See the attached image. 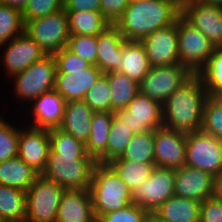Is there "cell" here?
Wrapping results in <instances>:
<instances>
[{"label":"cell","mask_w":222,"mask_h":222,"mask_svg":"<svg viewBox=\"0 0 222 222\" xmlns=\"http://www.w3.org/2000/svg\"><path fill=\"white\" fill-rule=\"evenodd\" d=\"M0 222H6V221L0 217Z\"/></svg>","instance_id":"obj_54"},{"label":"cell","mask_w":222,"mask_h":222,"mask_svg":"<svg viewBox=\"0 0 222 222\" xmlns=\"http://www.w3.org/2000/svg\"><path fill=\"white\" fill-rule=\"evenodd\" d=\"M135 1H138V0H127L128 3H132V2H135Z\"/></svg>","instance_id":"obj_52"},{"label":"cell","mask_w":222,"mask_h":222,"mask_svg":"<svg viewBox=\"0 0 222 222\" xmlns=\"http://www.w3.org/2000/svg\"><path fill=\"white\" fill-rule=\"evenodd\" d=\"M103 75L108 79L112 92L111 112L125 109L138 94L139 83L116 71L106 72Z\"/></svg>","instance_id":"obj_28"},{"label":"cell","mask_w":222,"mask_h":222,"mask_svg":"<svg viewBox=\"0 0 222 222\" xmlns=\"http://www.w3.org/2000/svg\"><path fill=\"white\" fill-rule=\"evenodd\" d=\"M173 1H175L181 7L185 0H173Z\"/></svg>","instance_id":"obj_51"},{"label":"cell","mask_w":222,"mask_h":222,"mask_svg":"<svg viewBox=\"0 0 222 222\" xmlns=\"http://www.w3.org/2000/svg\"><path fill=\"white\" fill-rule=\"evenodd\" d=\"M155 130L134 134L121 157L114 160H130L141 163H155Z\"/></svg>","instance_id":"obj_32"},{"label":"cell","mask_w":222,"mask_h":222,"mask_svg":"<svg viewBox=\"0 0 222 222\" xmlns=\"http://www.w3.org/2000/svg\"><path fill=\"white\" fill-rule=\"evenodd\" d=\"M208 96L200 76L193 74L162 105L163 126L185 134L201 131Z\"/></svg>","instance_id":"obj_1"},{"label":"cell","mask_w":222,"mask_h":222,"mask_svg":"<svg viewBox=\"0 0 222 222\" xmlns=\"http://www.w3.org/2000/svg\"><path fill=\"white\" fill-rule=\"evenodd\" d=\"M64 188L53 180L38 174L26 191L25 222H56Z\"/></svg>","instance_id":"obj_6"},{"label":"cell","mask_w":222,"mask_h":222,"mask_svg":"<svg viewBox=\"0 0 222 222\" xmlns=\"http://www.w3.org/2000/svg\"><path fill=\"white\" fill-rule=\"evenodd\" d=\"M96 163L92 157H61L50 150L41 174L65 190L89 191Z\"/></svg>","instance_id":"obj_4"},{"label":"cell","mask_w":222,"mask_h":222,"mask_svg":"<svg viewBox=\"0 0 222 222\" xmlns=\"http://www.w3.org/2000/svg\"><path fill=\"white\" fill-rule=\"evenodd\" d=\"M108 164L129 187L131 192L150 177L155 166V163H141L130 160H112Z\"/></svg>","instance_id":"obj_33"},{"label":"cell","mask_w":222,"mask_h":222,"mask_svg":"<svg viewBox=\"0 0 222 222\" xmlns=\"http://www.w3.org/2000/svg\"><path fill=\"white\" fill-rule=\"evenodd\" d=\"M214 176L189 166L175 169L174 195L203 202L213 194Z\"/></svg>","instance_id":"obj_18"},{"label":"cell","mask_w":222,"mask_h":222,"mask_svg":"<svg viewBox=\"0 0 222 222\" xmlns=\"http://www.w3.org/2000/svg\"><path fill=\"white\" fill-rule=\"evenodd\" d=\"M125 39L114 24H110L97 35L96 66L103 72L114 71L122 58V46Z\"/></svg>","instance_id":"obj_22"},{"label":"cell","mask_w":222,"mask_h":222,"mask_svg":"<svg viewBox=\"0 0 222 222\" xmlns=\"http://www.w3.org/2000/svg\"><path fill=\"white\" fill-rule=\"evenodd\" d=\"M115 115L135 134L163 126L162 105L140 92L125 109L116 111Z\"/></svg>","instance_id":"obj_12"},{"label":"cell","mask_w":222,"mask_h":222,"mask_svg":"<svg viewBox=\"0 0 222 222\" xmlns=\"http://www.w3.org/2000/svg\"><path fill=\"white\" fill-rule=\"evenodd\" d=\"M175 169L154 166L150 177L133 192L131 203L151 214L174 195Z\"/></svg>","instance_id":"obj_10"},{"label":"cell","mask_w":222,"mask_h":222,"mask_svg":"<svg viewBox=\"0 0 222 222\" xmlns=\"http://www.w3.org/2000/svg\"><path fill=\"white\" fill-rule=\"evenodd\" d=\"M209 95L222 96V48H216L197 73Z\"/></svg>","instance_id":"obj_35"},{"label":"cell","mask_w":222,"mask_h":222,"mask_svg":"<svg viewBox=\"0 0 222 222\" xmlns=\"http://www.w3.org/2000/svg\"><path fill=\"white\" fill-rule=\"evenodd\" d=\"M56 222H96L90 192L64 190Z\"/></svg>","instance_id":"obj_21"},{"label":"cell","mask_w":222,"mask_h":222,"mask_svg":"<svg viewBox=\"0 0 222 222\" xmlns=\"http://www.w3.org/2000/svg\"><path fill=\"white\" fill-rule=\"evenodd\" d=\"M151 69L145 46L141 41L125 40L122 46V58L114 70L125 74L129 79L140 83Z\"/></svg>","instance_id":"obj_24"},{"label":"cell","mask_w":222,"mask_h":222,"mask_svg":"<svg viewBox=\"0 0 222 222\" xmlns=\"http://www.w3.org/2000/svg\"><path fill=\"white\" fill-rule=\"evenodd\" d=\"M1 49L4 50L1 54L2 57L0 56V62L8 79L46 56L40 46L25 31L1 45Z\"/></svg>","instance_id":"obj_13"},{"label":"cell","mask_w":222,"mask_h":222,"mask_svg":"<svg viewBox=\"0 0 222 222\" xmlns=\"http://www.w3.org/2000/svg\"><path fill=\"white\" fill-rule=\"evenodd\" d=\"M112 92L108 79L101 78L86 92L83 99L94 112H111Z\"/></svg>","instance_id":"obj_38"},{"label":"cell","mask_w":222,"mask_h":222,"mask_svg":"<svg viewBox=\"0 0 222 222\" xmlns=\"http://www.w3.org/2000/svg\"><path fill=\"white\" fill-rule=\"evenodd\" d=\"M181 7L173 0H138L129 3L115 22L125 40L142 41L156 30L176 22Z\"/></svg>","instance_id":"obj_2"},{"label":"cell","mask_w":222,"mask_h":222,"mask_svg":"<svg viewBox=\"0 0 222 222\" xmlns=\"http://www.w3.org/2000/svg\"><path fill=\"white\" fill-rule=\"evenodd\" d=\"M26 191L0 184V217L6 222H25Z\"/></svg>","instance_id":"obj_30"},{"label":"cell","mask_w":222,"mask_h":222,"mask_svg":"<svg viewBox=\"0 0 222 222\" xmlns=\"http://www.w3.org/2000/svg\"><path fill=\"white\" fill-rule=\"evenodd\" d=\"M145 222H160L154 215H150Z\"/></svg>","instance_id":"obj_50"},{"label":"cell","mask_w":222,"mask_h":222,"mask_svg":"<svg viewBox=\"0 0 222 222\" xmlns=\"http://www.w3.org/2000/svg\"><path fill=\"white\" fill-rule=\"evenodd\" d=\"M30 105L27 108V112L30 110L32 115L30 117L27 116L29 118L27 119V123L29 122L27 125L30 124L29 126L45 129L58 128L60 126L66 101L55 89L41 94Z\"/></svg>","instance_id":"obj_19"},{"label":"cell","mask_w":222,"mask_h":222,"mask_svg":"<svg viewBox=\"0 0 222 222\" xmlns=\"http://www.w3.org/2000/svg\"><path fill=\"white\" fill-rule=\"evenodd\" d=\"M29 0H0V3L23 10Z\"/></svg>","instance_id":"obj_48"},{"label":"cell","mask_w":222,"mask_h":222,"mask_svg":"<svg viewBox=\"0 0 222 222\" xmlns=\"http://www.w3.org/2000/svg\"><path fill=\"white\" fill-rule=\"evenodd\" d=\"M201 202L171 196L152 213L160 222H199Z\"/></svg>","instance_id":"obj_25"},{"label":"cell","mask_w":222,"mask_h":222,"mask_svg":"<svg viewBox=\"0 0 222 222\" xmlns=\"http://www.w3.org/2000/svg\"><path fill=\"white\" fill-rule=\"evenodd\" d=\"M115 112H94L86 149L89 156L97 161L107 150L111 122Z\"/></svg>","instance_id":"obj_27"},{"label":"cell","mask_w":222,"mask_h":222,"mask_svg":"<svg viewBox=\"0 0 222 222\" xmlns=\"http://www.w3.org/2000/svg\"><path fill=\"white\" fill-rule=\"evenodd\" d=\"M64 9V0H29L22 10L24 23Z\"/></svg>","instance_id":"obj_41"},{"label":"cell","mask_w":222,"mask_h":222,"mask_svg":"<svg viewBox=\"0 0 222 222\" xmlns=\"http://www.w3.org/2000/svg\"><path fill=\"white\" fill-rule=\"evenodd\" d=\"M25 31L22 10L0 3V46Z\"/></svg>","instance_id":"obj_36"},{"label":"cell","mask_w":222,"mask_h":222,"mask_svg":"<svg viewBox=\"0 0 222 222\" xmlns=\"http://www.w3.org/2000/svg\"><path fill=\"white\" fill-rule=\"evenodd\" d=\"M66 47L91 65H96L97 36L70 35Z\"/></svg>","instance_id":"obj_40"},{"label":"cell","mask_w":222,"mask_h":222,"mask_svg":"<svg viewBox=\"0 0 222 222\" xmlns=\"http://www.w3.org/2000/svg\"><path fill=\"white\" fill-rule=\"evenodd\" d=\"M94 111L83 100L66 102L63 120L58 128L87 143Z\"/></svg>","instance_id":"obj_23"},{"label":"cell","mask_w":222,"mask_h":222,"mask_svg":"<svg viewBox=\"0 0 222 222\" xmlns=\"http://www.w3.org/2000/svg\"><path fill=\"white\" fill-rule=\"evenodd\" d=\"M192 75L193 73L181 64L151 67L139 83V92L163 105L168 97Z\"/></svg>","instance_id":"obj_11"},{"label":"cell","mask_w":222,"mask_h":222,"mask_svg":"<svg viewBox=\"0 0 222 222\" xmlns=\"http://www.w3.org/2000/svg\"><path fill=\"white\" fill-rule=\"evenodd\" d=\"M177 34L180 64L197 74L216 47L181 14L177 18Z\"/></svg>","instance_id":"obj_8"},{"label":"cell","mask_w":222,"mask_h":222,"mask_svg":"<svg viewBox=\"0 0 222 222\" xmlns=\"http://www.w3.org/2000/svg\"><path fill=\"white\" fill-rule=\"evenodd\" d=\"M56 60V73H69V71H83L91 66L90 63L71 52L67 47L54 54Z\"/></svg>","instance_id":"obj_43"},{"label":"cell","mask_w":222,"mask_h":222,"mask_svg":"<svg viewBox=\"0 0 222 222\" xmlns=\"http://www.w3.org/2000/svg\"><path fill=\"white\" fill-rule=\"evenodd\" d=\"M185 165L215 176L222 171V141L204 131L186 134Z\"/></svg>","instance_id":"obj_9"},{"label":"cell","mask_w":222,"mask_h":222,"mask_svg":"<svg viewBox=\"0 0 222 222\" xmlns=\"http://www.w3.org/2000/svg\"><path fill=\"white\" fill-rule=\"evenodd\" d=\"M134 134L130 127L115 115L110 126L107 150L96 162L108 164L121 157Z\"/></svg>","instance_id":"obj_31"},{"label":"cell","mask_w":222,"mask_h":222,"mask_svg":"<svg viewBox=\"0 0 222 222\" xmlns=\"http://www.w3.org/2000/svg\"><path fill=\"white\" fill-rule=\"evenodd\" d=\"M151 213L140 206H128L100 216L96 222H145Z\"/></svg>","instance_id":"obj_42"},{"label":"cell","mask_w":222,"mask_h":222,"mask_svg":"<svg viewBox=\"0 0 222 222\" xmlns=\"http://www.w3.org/2000/svg\"><path fill=\"white\" fill-rule=\"evenodd\" d=\"M25 32L46 55H54L67 46L70 37L68 14L65 9L28 21Z\"/></svg>","instance_id":"obj_7"},{"label":"cell","mask_w":222,"mask_h":222,"mask_svg":"<svg viewBox=\"0 0 222 222\" xmlns=\"http://www.w3.org/2000/svg\"><path fill=\"white\" fill-rule=\"evenodd\" d=\"M65 11H101V0H64Z\"/></svg>","instance_id":"obj_46"},{"label":"cell","mask_w":222,"mask_h":222,"mask_svg":"<svg viewBox=\"0 0 222 222\" xmlns=\"http://www.w3.org/2000/svg\"><path fill=\"white\" fill-rule=\"evenodd\" d=\"M128 4L127 0H101V13L110 24H115Z\"/></svg>","instance_id":"obj_45"},{"label":"cell","mask_w":222,"mask_h":222,"mask_svg":"<svg viewBox=\"0 0 222 222\" xmlns=\"http://www.w3.org/2000/svg\"><path fill=\"white\" fill-rule=\"evenodd\" d=\"M4 119H6V118H3V116L0 115V122L3 121Z\"/></svg>","instance_id":"obj_53"},{"label":"cell","mask_w":222,"mask_h":222,"mask_svg":"<svg viewBox=\"0 0 222 222\" xmlns=\"http://www.w3.org/2000/svg\"><path fill=\"white\" fill-rule=\"evenodd\" d=\"M38 173L18 156L0 162V184L23 191L34 183Z\"/></svg>","instance_id":"obj_26"},{"label":"cell","mask_w":222,"mask_h":222,"mask_svg":"<svg viewBox=\"0 0 222 222\" xmlns=\"http://www.w3.org/2000/svg\"><path fill=\"white\" fill-rule=\"evenodd\" d=\"M199 222H222V202L213 197L201 202Z\"/></svg>","instance_id":"obj_44"},{"label":"cell","mask_w":222,"mask_h":222,"mask_svg":"<svg viewBox=\"0 0 222 222\" xmlns=\"http://www.w3.org/2000/svg\"><path fill=\"white\" fill-rule=\"evenodd\" d=\"M18 125L20 127L5 119L0 122V162L18 156L19 136L23 123Z\"/></svg>","instance_id":"obj_39"},{"label":"cell","mask_w":222,"mask_h":222,"mask_svg":"<svg viewBox=\"0 0 222 222\" xmlns=\"http://www.w3.org/2000/svg\"><path fill=\"white\" fill-rule=\"evenodd\" d=\"M104 73L91 65L83 71L56 73L54 89L66 102L83 100L86 92L101 78Z\"/></svg>","instance_id":"obj_20"},{"label":"cell","mask_w":222,"mask_h":222,"mask_svg":"<svg viewBox=\"0 0 222 222\" xmlns=\"http://www.w3.org/2000/svg\"><path fill=\"white\" fill-rule=\"evenodd\" d=\"M199 1L210 5L222 6V0H199Z\"/></svg>","instance_id":"obj_49"},{"label":"cell","mask_w":222,"mask_h":222,"mask_svg":"<svg viewBox=\"0 0 222 222\" xmlns=\"http://www.w3.org/2000/svg\"><path fill=\"white\" fill-rule=\"evenodd\" d=\"M212 197L222 202V171L214 176Z\"/></svg>","instance_id":"obj_47"},{"label":"cell","mask_w":222,"mask_h":222,"mask_svg":"<svg viewBox=\"0 0 222 222\" xmlns=\"http://www.w3.org/2000/svg\"><path fill=\"white\" fill-rule=\"evenodd\" d=\"M56 60L54 55H46L27 69L14 75L13 93L20 102L30 104L41 94L51 91L55 86Z\"/></svg>","instance_id":"obj_5"},{"label":"cell","mask_w":222,"mask_h":222,"mask_svg":"<svg viewBox=\"0 0 222 222\" xmlns=\"http://www.w3.org/2000/svg\"><path fill=\"white\" fill-rule=\"evenodd\" d=\"M50 150L59 155L67 157H91L87 153L86 144L77 140L60 128L49 129Z\"/></svg>","instance_id":"obj_34"},{"label":"cell","mask_w":222,"mask_h":222,"mask_svg":"<svg viewBox=\"0 0 222 222\" xmlns=\"http://www.w3.org/2000/svg\"><path fill=\"white\" fill-rule=\"evenodd\" d=\"M202 131L222 141V96H208L204 105Z\"/></svg>","instance_id":"obj_37"},{"label":"cell","mask_w":222,"mask_h":222,"mask_svg":"<svg viewBox=\"0 0 222 222\" xmlns=\"http://www.w3.org/2000/svg\"><path fill=\"white\" fill-rule=\"evenodd\" d=\"M68 14L70 35L97 36L110 23L101 11H66Z\"/></svg>","instance_id":"obj_29"},{"label":"cell","mask_w":222,"mask_h":222,"mask_svg":"<svg viewBox=\"0 0 222 222\" xmlns=\"http://www.w3.org/2000/svg\"><path fill=\"white\" fill-rule=\"evenodd\" d=\"M141 42L151 67L180 64L177 19L174 24L150 33Z\"/></svg>","instance_id":"obj_15"},{"label":"cell","mask_w":222,"mask_h":222,"mask_svg":"<svg viewBox=\"0 0 222 222\" xmlns=\"http://www.w3.org/2000/svg\"><path fill=\"white\" fill-rule=\"evenodd\" d=\"M89 192L96 220L131 203V190L109 164L96 163Z\"/></svg>","instance_id":"obj_3"},{"label":"cell","mask_w":222,"mask_h":222,"mask_svg":"<svg viewBox=\"0 0 222 222\" xmlns=\"http://www.w3.org/2000/svg\"><path fill=\"white\" fill-rule=\"evenodd\" d=\"M186 134L165 126L155 129V166L177 169L185 165Z\"/></svg>","instance_id":"obj_17"},{"label":"cell","mask_w":222,"mask_h":222,"mask_svg":"<svg viewBox=\"0 0 222 222\" xmlns=\"http://www.w3.org/2000/svg\"><path fill=\"white\" fill-rule=\"evenodd\" d=\"M24 122L19 136L18 157L41 174L50 152L49 129L35 128ZM24 127V128H23Z\"/></svg>","instance_id":"obj_16"},{"label":"cell","mask_w":222,"mask_h":222,"mask_svg":"<svg viewBox=\"0 0 222 222\" xmlns=\"http://www.w3.org/2000/svg\"><path fill=\"white\" fill-rule=\"evenodd\" d=\"M181 15L196 27L216 48H222V6L185 0Z\"/></svg>","instance_id":"obj_14"}]
</instances>
